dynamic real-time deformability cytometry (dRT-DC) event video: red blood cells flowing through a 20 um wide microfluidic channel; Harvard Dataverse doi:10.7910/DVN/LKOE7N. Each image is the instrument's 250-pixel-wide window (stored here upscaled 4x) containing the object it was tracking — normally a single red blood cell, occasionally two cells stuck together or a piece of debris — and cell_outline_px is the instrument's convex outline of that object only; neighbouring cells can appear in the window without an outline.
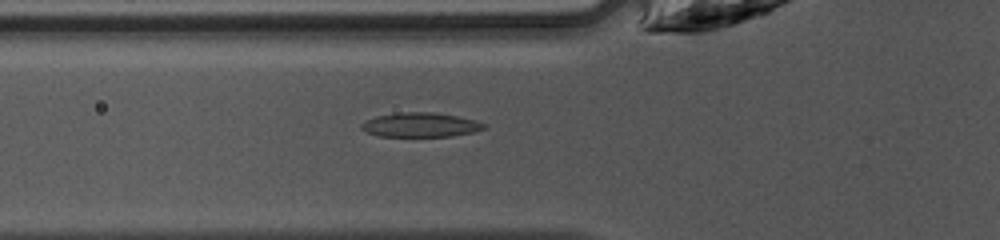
{"species": "common noctule bat (a hibernating species)", "species_latin": "Nyctalus noctula", "temperature_condition": "warm", "stored_images_in_passage": 47, "camera_frame_rate_fps": 3000, "um_per_image_px": 0.085, "animal": {"sex": "female", "body_mass_g": 10.0, "forearm_length_mm": 53.1}, "frame": {"image": 1, "passage_image": 17, "time_ms": 5.333, "image_size_px": [1000, 240], "cell_outline_px": [[484, 128], [472, 132], [452, 136], [380, 136], [368, 132], [360, 128], [360, 124], [376, 116], [400, 112], [436, 112], [476, 120], [484, 124]], "centroid_in_image_um": [35.72, 10.6], "position_along_channel_um": 90.1, "area_um2": 17.17}}
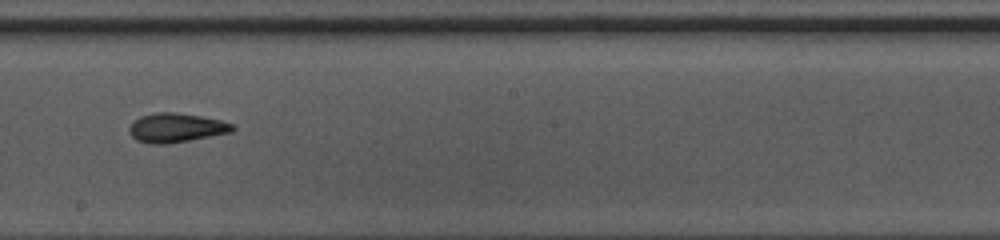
{"frame": {"image": 2, "passage_image": 27, "time_ms": 8.667, "image_size_px": [1000, 240], "cell_outline_px": [[236, 128], [232, 132], [188, 140], [164, 144], [152, 144], [136, 140], [128, 132], [128, 128], [140, 116], [156, 112], [172, 112], [200, 116], [220, 120], [232, 124]], "centroid_in_image_um": [14.95, 10.86], "position_along_channel_um": 233.2, "area_um2": 17.34}}
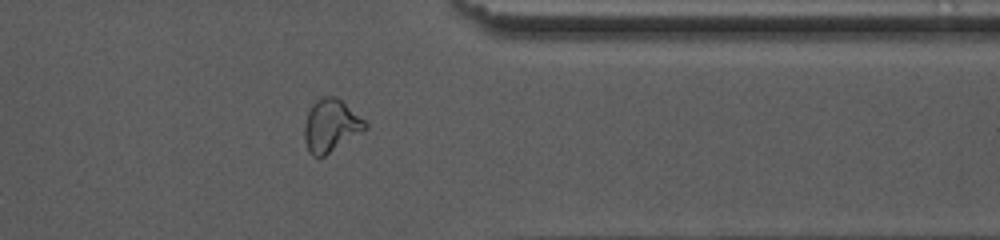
{"frame": {"image": 3, "passage_image": 38, "time_ms": 12.333, "image_size_px": [1000, 240], "cell_outline_px": [[368, 128], [324, 156], [312, 156], [308, 152], [304, 140], [304, 124], [308, 112], [312, 104], [316, 100], [324, 96], [336, 96], [364, 120], [368, 124]], "centroid_in_image_um": [28.1, 10.68], "position_along_channel_um": 383.3, "area_um2": 18.5}, "authors_computed_cell_mechanics": {"area_um2": 17.629, "velocity_mm_per_s": 4.2673, "shape_relaxation_time_tau1_ms": 6.3588, "shape_relaxation_time_tau2_ms": 3.7226, "deformation_change_tau1": 0.1761, "deformation_change_tau2": 0.1039}}